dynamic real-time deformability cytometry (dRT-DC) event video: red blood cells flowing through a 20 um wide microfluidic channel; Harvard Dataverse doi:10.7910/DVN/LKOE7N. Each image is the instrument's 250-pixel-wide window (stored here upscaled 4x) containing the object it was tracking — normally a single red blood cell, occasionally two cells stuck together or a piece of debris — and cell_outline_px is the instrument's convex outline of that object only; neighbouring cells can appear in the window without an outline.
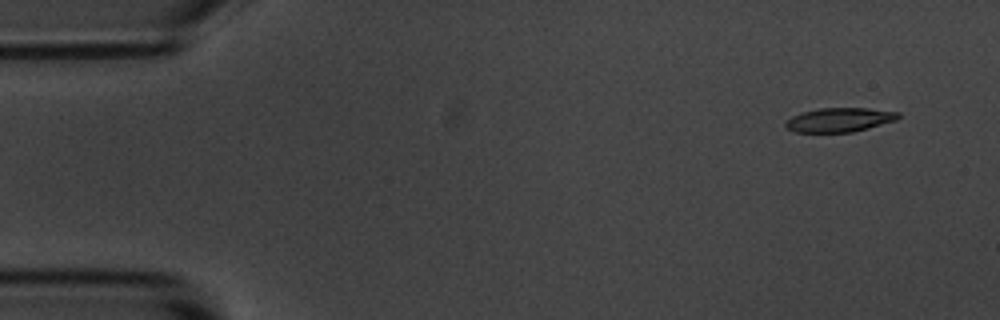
{"species": "common noctule bat (a hibernating species)", "species_latin": "Nyctalus noctula", "temperature_condition": "room temperature", "stored_images_in_passage": 14, "camera_frame_rate_fps": 3000, "um_per_image_px": 0.085, "animal": {"sex": "male", "body_mass_g": 20.1, "forearm_length_mm": 53.5}, "frame": {"image": 1, "passage_image": 1, "time_ms": 0.0, "image_size_px": [1000, 320], "cell_outline_px": [[900, 116], [896, 120], [868, 128], [852, 132], [796, 132], [788, 128], [784, 124], [784, 120], [792, 116], [804, 112], [820, 108], [868, 108], [900, 112]], "centroid_in_image_um": [71.35, 10.18], "position_along_channel_um": 13.6, "area_um2": 15.78}}
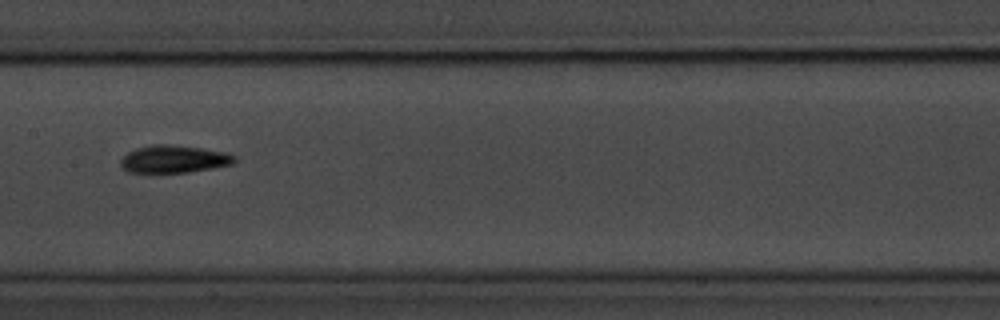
{"frame": {"image": 2, "passage_image": 7, "time_ms": 7.667, "image_size_px": [1000, 320], "cell_outline_px": [[236, 160], [232, 164], [212, 168], [188, 172], [128, 172], [120, 164], [120, 160], [128, 152], [136, 148], [152, 144], [168, 144], [200, 148], [224, 152], [236, 156]], "centroid_in_image_um": [14.77, 13.51], "position_along_channel_um": 192.6, "area_um2": 18.09}}
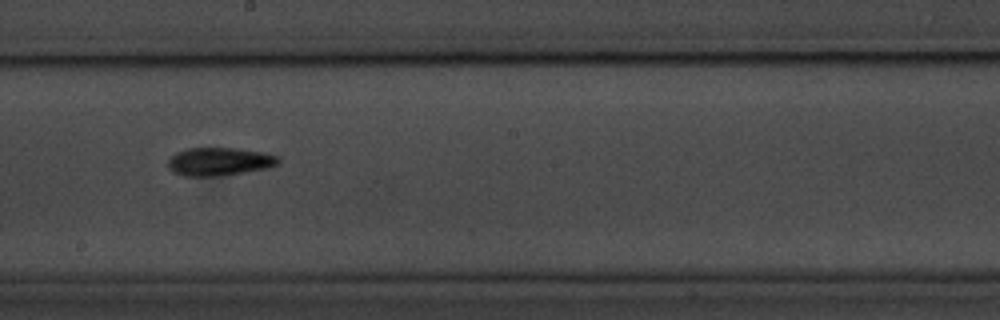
{"frame": {"image": 3, "passage_image": 8, "time_ms": 8.667, "image_size_px": [1000, 320], "cell_outline_px": [[280, 164], [272, 168], [220, 176], [180, 176], [172, 172], [168, 168], [168, 160], [176, 152], [188, 148], [236, 148], [264, 152], [276, 156], [280, 160]], "centroid_in_image_um": [18.66, 13.74], "position_along_channel_um": 229.5, "area_um2": 18.44}, "authors_computed_cell_mechanics": {"area_um2": 17.1955, "velocity_mm_per_s": 3.7026, "shape_relaxation_time_tau1_ms": 3.4466, "shape_relaxation_time_tau2_ms": null, "deformation_change_tau1": 0.1179, "deformation_change_tau2": null}}